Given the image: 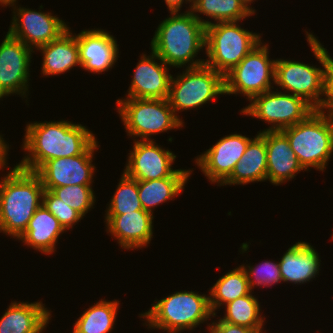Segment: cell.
Returning a JSON list of instances; mask_svg holds the SVG:
<instances>
[{
  "instance_id": "1",
  "label": "cell",
  "mask_w": 333,
  "mask_h": 333,
  "mask_svg": "<svg viewBox=\"0 0 333 333\" xmlns=\"http://www.w3.org/2000/svg\"><path fill=\"white\" fill-rule=\"evenodd\" d=\"M23 150L28 151L18 167L36 172L46 161L83 154L96 137L85 126L70 121H45L26 125Z\"/></svg>"
},
{
  "instance_id": "2",
  "label": "cell",
  "mask_w": 333,
  "mask_h": 333,
  "mask_svg": "<svg viewBox=\"0 0 333 333\" xmlns=\"http://www.w3.org/2000/svg\"><path fill=\"white\" fill-rule=\"evenodd\" d=\"M170 14L155 31L151 50L168 66L179 68L188 63V68H195L204 65V59L193 58L205 47L206 26L212 22L192 11Z\"/></svg>"
},
{
  "instance_id": "3",
  "label": "cell",
  "mask_w": 333,
  "mask_h": 333,
  "mask_svg": "<svg viewBox=\"0 0 333 333\" xmlns=\"http://www.w3.org/2000/svg\"><path fill=\"white\" fill-rule=\"evenodd\" d=\"M306 35L315 58L324 69L303 62L276 59L274 83L280 89H286V93L305 99L315 109L325 110L329 108L332 57L312 33L306 32Z\"/></svg>"
},
{
  "instance_id": "4",
  "label": "cell",
  "mask_w": 333,
  "mask_h": 333,
  "mask_svg": "<svg viewBox=\"0 0 333 333\" xmlns=\"http://www.w3.org/2000/svg\"><path fill=\"white\" fill-rule=\"evenodd\" d=\"M40 176L17 165L0 180V232L19 238L43 204Z\"/></svg>"
},
{
  "instance_id": "5",
  "label": "cell",
  "mask_w": 333,
  "mask_h": 333,
  "mask_svg": "<svg viewBox=\"0 0 333 333\" xmlns=\"http://www.w3.org/2000/svg\"><path fill=\"white\" fill-rule=\"evenodd\" d=\"M316 109L306 119L281 132L287 137L299 164L324 171L333 152V110ZM328 114V115H326Z\"/></svg>"
},
{
  "instance_id": "6",
  "label": "cell",
  "mask_w": 333,
  "mask_h": 333,
  "mask_svg": "<svg viewBox=\"0 0 333 333\" xmlns=\"http://www.w3.org/2000/svg\"><path fill=\"white\" fill-rule=\"evenodd\" d=\"M156 302L147 312L139 315L146 318L149 328L168 333L193 330L213 315L209 297L194 291H178Z\"/></svg>"
},
{
  "instance_id": "7",
  "label": "cell",
  "mask_w": 333,
  "mask_h": 333,
  "mask_svg": "<svg viewBox=\"0 0 333 333\" xmlns=\"http://www.w3.org/2000/svg\"><path fill=\"white\" fill-rule=\"evenodd\" d=\"M236 21L206 26L205 65L225 76L261 43V37L241 28Z\"/></svg>"
},
{
  "instance_id": "8",
  "label": "cell",
  "mask_w": 333,
  "mask_h": 333,
  "mask_svg": "<svg viewBox=\"0 0 333 333\" xmlns=\"http://www.w3.org/2000/svg\"><path fill=\"white\" fill-rule=\"evenodd\" d=\"M118 113L127 134L152 140L148 137L167 130L183 127V121L169 105L167 99L124 98L116 101Z\"/></svg>"
},
{
  "instance_id": "9",
  "label": "cell",
  "mask_w": 333,
  "mask_h": 333,
  "mask_svg": "<svg viewBox=\"0 0 333 333\" xmlns=\"http://www.w3.org/2000/svg\"><path fill=\"white\" fill-rule=\"evenodd\" d=\"M186 72L171 79L168 102L175 115L179 110L197 108L225 94L224 76L207 65L186 67Z\"/></svg>"
},
{
  "instance_id": "10",
  "label": "cell",
  "mask_w": 333,
  "mask_h": 333,
  "mask_svg": "<svg viewBox=\"0 0 333 333\" xmlns=\"http://www.w3.org/2000/svg\"><path fill=\"white\" fill-rule=\"evenodd\" d=\"M275 61L270 60L268 46L261 42L224 76L225 94L242 93L251 100L273 89Z\"/></svg>"
},
{
  "instance_id": "11",
  "label": "cell",
  "mask_w": 333,
  "mask_h": 333,
  "mask_svg": "<svg viewBox=\"0 0 333 333\" xmlns=\"http://www.w3.org/2000/svg\"><path fill=\"white\" fill-rule=\"evenodd\" d=\"M241 113L256 117L272 126L263 131H281L306 119L316 109L305 99L277 91H266L253 97Z\"/></svg>"
},
{
  "instance_id": "12",
  "label": "cell",
  "mask_w": 333,
  "mask_h": 333,
  "mask_svg": "<svg viewBox=\"0 0 333 333\" xmlns=\"http://www.w3.org/2000/svg\"><path fill=\"white\" fill-rule=\"evenodd\" d=\"M15 9L17 13L14 12ZM14 11L15 15L8 33L31 49L34 47L37 49L58 39L69 29L64 21L52 16L50 12L45 13L24 7L16 8V3Z\"/></svg>"
},
{
  "instance_id": "13",
  "label": "cell",
  "mask_w": 333,
  "mask_h": 333,
  "mask_svg": "<svg viewBox=\"0 0 333 333\" xmlns=\"http://www.w3.org/2000/svg\"><path fill=\"white\" fill-rule=\"evenodd\" d=\"M95 141L83 154L46 161L36 173L40 176L45 190L70 185L91 186L95 166L92 164Z\"/></svg>"
},
{
  "instance_id": "14",
  "label": "cell",
  "mask_w": 333,
  "mask_h": 333,
  "mask_svg": "<svg viewBox=\"0 0 333 333\" xmlns=\"http://www.w3.org/2000/svg\"><path fill=\"white\" fill-rule=\"evenodd\" d=\"M32 52L33 49L7 32L0 44V88L7 96L14 93L27 96Z\"/></svg>"
},
{
  "instance_id": "15",
  "label": "cell",
  "mask_w": 333,
  "mask_h": 333,
  "mask_svg": "<svg viewBox=\"0 0 333 333\" xmlns=\"http://www.w3.org/2000/svg\"><path fill=\"white\" fill-rule=\"evenodd\" d=\"M124 173L137 181H149L170 177L178 169H172L176 155L156 145L153 140H134Z\"/></svg>"
},
{
  "instance_id": "16",
  "label": "cell",
  "mask_w": 333,
  "mask_h": 333,
  "mask_svg": "<svg viewBox=\"0 0 333 333\" xmlns=\"http://www.w3.org/2000/svg\"><path fill=\"white\" fill-rule=\"evenodd\" d=\"M252 140L241 134H230L198 156L195 162L211 183H220L231 175Z\"/></svg>"
},
{
  "instance_id": "17",
  "label": "cell",
  "mask_w": 333,
  "mask_h": 333,
  "mask_svg": "<svg viewBox=\"0 0 333 333\" xmlns=\"http://www.w3.org/2000/svg\"><path fill=\"white\" fill-rule=\"evenodd\" d=\"M151 56L143 54L135 67L127 98L167 99L172 75L167 64L153 51ZM158 59L160 63H157Z\"/></svg>"
},
{
  "instance_id": "18",
  "label": "cell",
  "mask_w": 333,
  "mask_h": 333,
  "mask_svg": "<svg viewBox=\"0 0 333 333\" xmlns=\"http://www.w3.org/2000/svg\"><path fill=\"white\" fill-rule=\"evenodd\" d=\"M81 67L91 73H102L114 66L118 57L116 39L99 29L83 30L77 34Z\"/></svg>"
},
{
  "instance_id": "19",
  "label": "cell",
  "mask_w": 333,
  "mask_h": 333,
  "mask_svg": "<svg viewBox=\"0 0 333 333\" xmlns=\"http://www.w3.org/2000/svg\"><path fill=\"white\" fill-rule=\"evenodd\" d=\"M153 214L136 210L122 215H106L107 232L112 234L122 249L147 246L153 236Z\"/></svg>"
},
{
  "instance_id": "20",
  "label": "cell",
  "mask_w": 333,
  "mask_h": 333,
  "mask_svg": "<svg viewBox=\"0 0 333 333\" xmlns=\"http://www.w3.org/2000/svg\"><path fill=\"white\" fill-rule=\"evenodd\" d=\"M265 139L267 152V179L273 185H280L294 178L295 173L304 170L287 137L281 131H260Z\"/></svg>"
},
{
  "instance_id": "21",
  "label": "cell",
  "mask_w": 333,
  "mask_h": 333,
  "mask_svg": "<svg viewBox=\"0 0 333 333\" xmlns=\"http://www.w3.org/2000/svg\"><path fill=\"white\" fill-rule=\"evenodd\" d=\"M320 259L316 250L306 242L293 244L283 254L279 268L283 282L307 283L319 273Z\"/></svg>"
},
{
  "instance_id": "22",
  "label": "cell",
  "mask_w": 333,
  "mask_h": 333,
  "mask_svg": "<svg viewBox=\"0 0 333 333\" xmlns=\"http://www.w3.org/2000/svg\"><path fill=\"white\" fill-rule=\"evenodd\" d=\"M42 302H13L0 318V333H38L51 313Z\"/></svg>"
},
{
  "instance_id": "23",
  "label": "cell",
  "mask_w": 333,
  "mask_h": 333,
  "mask_svg": "<svg viewBox=\"0 0 333 333\" xmlns=\"http://www.w3.org/2000/svg\"><path fill=\"white\" fill-rule=\"evenodd\" d=\"M65 231L58 219L41 205L30 219L25 232L18 239L41 253L52 254L59 235Z\"/></svg>"
},
{
  "instance_id": "24",
  "label": "cell",
  "mask_w": 333,
  "mask_h": 333,
  "mask_svg": "<svg viewBox=\"0 0 333 333\" xmlns=\"http://www.w3.org/2000/svg\"><path fill=\"white\" fill-rule=\"evenodd\" d=\"M267 180V152L265 139L258 133L246 147L231 175L221 185H241Z\"/></svg>"
},
{
  "instance_id": "25",
  "label": "cell",
  "mask_w": 333,
  "mask_h": 333,
  "mask_svg": "<svg viewBox=\"0 0 333 333\" xmlns=\"http://www.w3.org/2000/svg\"><path fill=\"white\" fill-rule=\"evenodd\" d=\"M43 54L42 74L57 75L79 65V49L77 35H72L70 29L58 39L37 48Z\"/></svg>"
},
{
  "instance_id": "26",
  "label": "cell",
  "mask_w": 333,
  "mask_h": 333,
  "mask_svg": "<svg viewBox=\"0 0 333 333\" xmlns=\"http://www.w3.org/2000/svg\"><path fill=\"white\" fill-rule=\"evenodd\" d=\"M192 170L178 169L173 175L166 178L137 181L138 194L143 210L153 214V208L158 204L173 199L180 194Z\"/></svg>"
},
{
  "instance_id": "27",
  "label": "cell",
  "mask_w": 333,
  "mask_h": 333,
  "mask_svg": "<svg viewBox=\"0 0 333 333\" xmlns=\"http://www.w3.org/2000/svg\"><path fill=\"white\" fill-rule=\"evenodd\" d=\"M252 290L249 288L248 279L242 266L237 267L223 275L211 287L209 293V305L216 316V309L238 297L248 295Z\"/></svg>"
},
{
  "instance_id": "28",
  "label": "cell",
  "mask_w": 333,
  "mask_h": 333,
  "mask_svg": "<svg viewBox=\"0 0 333 333\" xmlns=\"http://www.w3.org/2000/svg\"><path fill=\"white\" fill-rule=\"evenodd\" d=\"M119 301L100 300L78 318L72 333H109L117 316Z\"/></svg>"
},
{
  "instance_id": "29",
  "label": "cell",
  "mask_w": 333,
  "mask_h": 333,
  "mask_svg": "<svg viewBox=\"0 0 333 333\" xmlns=\"http://www.w3.org/2000/svg\"><path fill=\"white\" fill-rule=\"evenodd\" d=\"M192 12L204 14L219 23L238 22L253 15L255 10L245 0H196Z\"/></svg>"
},
{
  "instance_id": "30",
  "label": "cell",
  "mask_w": 333,
  "mask_h": 333,
  "mask_svg": "<svg viewBox=\"0 0 333 333\" xmlns=\"http://www.w3.org/2000/svg\"><path fill=\"white\" fill-rule=\"evenodd\" d=\"M225 307V316L220 320L234 325L249 327L257 333H264L262 329L265 320L260 314L261 306L258 299L251 292L225 304Z\"/></svg>"
},
{
  "instance_id": "31",
  "label": "cell",
  "mask_w": 333,
  "mask_h": 333,
  "mask_svg": "<svg viewBox=\"0 0 333 333\" xmlns=\"http://www.w3.org/2000/svg\"><path fill=\"white\" fill-rule=\"evenodd\" d=\"M136 210H143L139 199L137 180L123 173L110 200L106 215H122Z\"/></svg>"
},
{
  "instance_id": "32",
  "label": "cell",
  "mask_w": 333,
  "mask_h": 333,
  "mask_svg": "<svg viewBox=\"0 0 333 333\" xmlns=\"http://www.w3.org/2000/svg\"><path fill=\"white\" fill-rule=\"evenodd\" d=\"M51 192L82 216H85L95 203L92 186L70 185L56 187Z\"/></svg>"
},
{
  "instance_id": "33",
  "label": "cell",
  "mask_w": 333,
  "mask_h": 333,
  "mask_svg": "<svg viewBox=\"0 0 333 333\" xmlns=\"http://www.w3.org/2000/svg\"><path fill=\"white\" fill-rule=\"evenodd\" d=\"M246 273L248 285L251 290L256 286H271L282 281L279 262L265 261L256 267L241 265Z\"/></svg>"
},
{
  "instance_id": "34",
  "label": "cell",
  "mask_w": 333,
  "mask_h": 333,
  "mask_svg": "<svg viewBox=\"0 0 333 333\" xmlns=\"http://www.w3.org/2000/svg\"><path fill=\"white\" fill-rule=\"evenodd\" d=\"M42 205L58 219L65 230L70 229L83 218L80 213L57 198L50 190H44Z\"/></svg>"
},
{
  "instance_id": "35",
  "label": "cell",
  "mask_w": 333,
  "mask_h": 333,
  "mask_svg": "<svg viewBox=\"0 0 333 333\" xmlns=\"http://www.w3.org/2000/svg\"><path fill=\"white\" fill-rule=\"evenodd\" d=\"M208 329L210 333H257L249 327L230 324L220 319L218 322H212Z\"/></svg>"
},
{
  "instance_id": "36",
  "label": "cell",
  "mask_w": 333,
  "mask_h": 333,
  "mask_svg": "<svg viewBox=\"0 0 333 333\" xmlns=\"http://www.w3.org/2000/svg\"><path fill=\"white\" fill-rule=\"evenodd\" d=\"M170 12H179L184 0H164ZM186 2H191V8L188 11H192L193 9V0H185Z\"/></svg>"
},
{
  "instance_id": "37",
  "label": "cell",
  "mask_w": 333,
  "mask_h": 333,
  "mask_svg": "<svg viewBox=\"0 0 333 333\" xmlns=\"http://www.w3.org/2000/svg\"><path fill=\"white\" fill-rule=\"evenodd\" d=\"M9 146L5 143L4 139L2 138V135H0V169L7 167L6 163V156L8 154Z\"/></svg>"
},
{
  "instance_id": "38",
  "label": "cell",
  "mask_w": 333,
  "mask_h": 333,
  "mask_svg": "<svg viewBox=\"0 0 333 333\" xmlns=\"http://www.w3.org/2000/svg\"><path fill=\"white\" fill-rule=\"evenodd\" d=\"M329 109L333 110V59L330 65V98H329Z\"/></svg>"
},
{
  "instance_id": "39",
  "label": "cell",
  "mask_w": 333,
  "mask_h": 333,
  "mask_svg": "<svg viewBox=\"0 0 333 333\" xmlns=\"http://www.w3.org/2000/svg\"><path fill=\"white\" fill-rule=\"evenodd\" d=\"M15 2H17V1H16V0H5V7H6L7 5L10 6L11 4H12L11 6H14V3H15Z\"/></svg>"
},
{
  "instance_id": "40",
  "label": "cell",
  "mask_w": 333,
  "mask_h": 333,
  "mask_svg": "<svg viewBox=\"0 0 333 333\" xmlns=\"http://www.w3.org/2000/svg\"><path fill=\"white\" fill-rule=\"evenodd\" d=\"M4 96H7L0 88V98H3Z\"/></svg>"
},
{
  "instance_id": "41",
  "label": "cell",
  "mask_w": 333,
  "mask_h": 333,
  "mask_svg": "<svg viewBox=\"0 0 333 333\" xmlns=\"http://www.w3.org/2000/svg\"><path fill=\"white\" fill-rule=\"evenodd\" d=\"M0 4H1L2 6H4V5H5V0H0Z\"/></svg>"
},
{
  "instance_id": "42",
  "label": "cell",
  "mask_w": 333,
  "mask_h": 333,
  "mask_svg": "<svg viewBox=\"0 0 333 333\" xmlns=\"http://www.w3.org/2000/svg\"><path fill=\"white\" fill-rule=\"evenodd\" d=\"M245 1H247L249 4H251V2H252L253 0H245Z\"/></svg>"
},
{
  "instance_id": "43",
  "label": "cell",
  "mask_w": 333,
  "mask_h": 333,
  "mask_svg": "<svg viewBox=\"0 0 333 333\" xmlns=\"http://www.w3.org/2000/svg\"><path fill=\"white\" fill-rule=\"evenodd\" d=\"M45 328H46V326H45L41 331H39L38 333H42V331H43Z\"/></svg>"
}]
</instances>
